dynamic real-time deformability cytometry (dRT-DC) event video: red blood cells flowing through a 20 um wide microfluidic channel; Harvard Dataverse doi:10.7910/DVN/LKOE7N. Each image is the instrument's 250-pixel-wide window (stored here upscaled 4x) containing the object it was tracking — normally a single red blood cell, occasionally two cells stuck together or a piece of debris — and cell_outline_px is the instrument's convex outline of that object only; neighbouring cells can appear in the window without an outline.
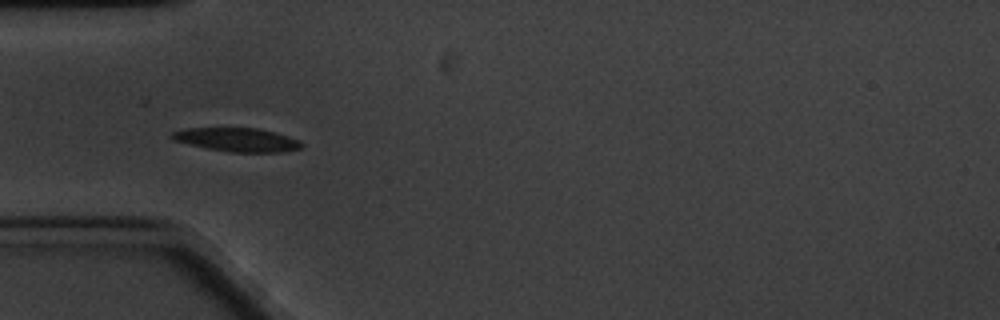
{"species": "common noctule bat (a hibernating species)", "species_latin": "Nyctalus noctula", "temperature_condition": "cold", "stored_images_in_passage": 46, "camera_frame_rate_fps": 3000, "um_per_image_px": 0.085, "animal": {"sex": "male", "body_mass_g": 20.1, "forearm_length_mm": 53.5}, "frame": {"image": 1, "passage_image": 14, "time_ms": 4.333, "image_size_px": [1000, 320], "cell_outline_px": [[304, 144], [300, 148], [284, 152], [232, 152], [208, 148], [172, 140], [168, 136], [172, 132], [188, 128], [256, 128], [288, 136], [300, 140]], "centroid_in_image_um": [20.16, 11.88], "position_along_channel_um": 64.8, "area_um2": 17.74}, "authors_computed_cell_mechanics": {"area_um2": 17.3689, "velocity_mm_per_s": 3.2221, "shape_relaxation_time_tau1_ms": 1.9391, "shape_relaxation_time_tau2_ms": 10.6592, "deformation_change_tau1": 0.1428, "deformation_change_tau2": 0.1622}}